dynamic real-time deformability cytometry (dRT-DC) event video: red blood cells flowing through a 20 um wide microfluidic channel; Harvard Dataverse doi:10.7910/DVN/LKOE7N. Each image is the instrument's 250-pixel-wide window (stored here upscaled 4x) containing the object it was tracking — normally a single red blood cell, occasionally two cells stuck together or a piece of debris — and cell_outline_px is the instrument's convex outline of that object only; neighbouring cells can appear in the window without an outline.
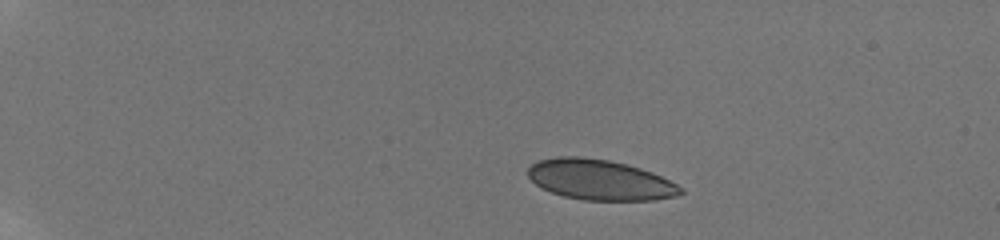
{"species": "human", "species_latin": "Homo sapiens", "temperature_condition": "room temperature", "stored_images_in_passage": 7, "camera_frame_rate_fps": 3000, "um_per_image_px": 0.085, "donor": {"sex": "male"}, "frame": {"image": 1, "passage_image": 1, "time_ms": 0.0, "image_size_px": [1000, 240], "cell_outline_px": [[684, 192], [676, 196], [652, 200], [584, 200], [564, 196], [540, 188], [528, 176], [528, 168], [532, 164], [540, 160], [560, 156], [580, 156], [608, 160], [628, 164], [652, 172], [684, 188]], "centroid_in_image_um": [50.99, 15.28], "position_along_channel_um": 34.0, "area_um2": 35.84}}
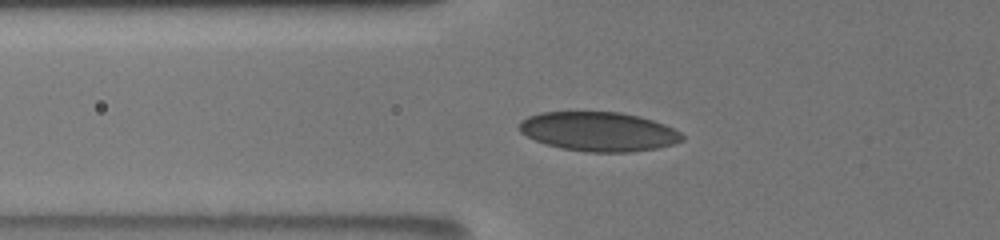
{"frame": {"image": 2, "passage_image": 6, "time_ms": 3.667, "image_size_px": [1000, 240], "cell_outline_px": [[684, 140], [672, 144], [656, 148], [632, 152], [588, 152], [560, 148], [536, 140], [520, 132], [520, 120], [528, 116], [540, 112], [620, 112], [640, 116], [664, 124], [680, 132], [684, 136]], "centroid_in_image_um": [50.89, 11.18], "position_along_channel_um": 74.9, "area_um2": 37.17}}